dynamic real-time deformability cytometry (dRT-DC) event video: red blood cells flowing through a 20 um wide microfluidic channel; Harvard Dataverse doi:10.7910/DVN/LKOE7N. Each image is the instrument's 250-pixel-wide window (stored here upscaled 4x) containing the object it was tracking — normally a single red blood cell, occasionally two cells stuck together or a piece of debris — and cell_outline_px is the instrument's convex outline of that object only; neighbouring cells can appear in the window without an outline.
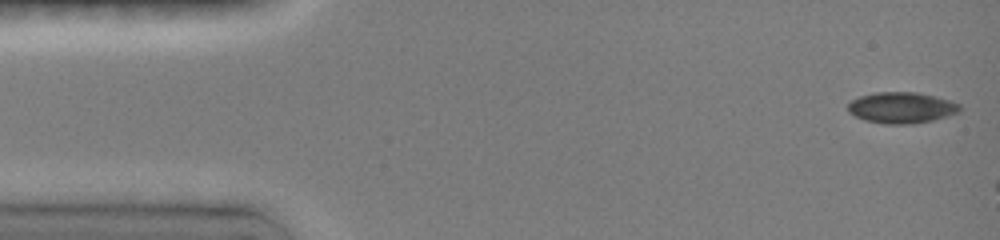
{"species": "common noctule bat (a hibernating species)", "species_latin": "Nyctalus noctula", "temperature_condition": "room temperature", "stored_images_in_passage": 3, "camera_frame_rate_fps": 3000, "um_per_image_px": 0.085, "animal": {"sex": "female", "body_mass_g": 19.0, "forearm_length_mm": 51.5}, "frame": {"image": 1, "passage_image": 1, "time_ms": 0.0, "image_size_px": [1000, 240], "cell_outline_px": [[960, 112], [932, 120], [912, 124], [884, 124], [864, 120], [848, 112], [848, 104], [852, 100], [860, 96], [876, 92], [916, 92], [936, 96], [960, 104]], "centroid_in_image_um": [76.62, 9.15], "position_along_channel_um": 8.4, "area_um2": 20.23}}